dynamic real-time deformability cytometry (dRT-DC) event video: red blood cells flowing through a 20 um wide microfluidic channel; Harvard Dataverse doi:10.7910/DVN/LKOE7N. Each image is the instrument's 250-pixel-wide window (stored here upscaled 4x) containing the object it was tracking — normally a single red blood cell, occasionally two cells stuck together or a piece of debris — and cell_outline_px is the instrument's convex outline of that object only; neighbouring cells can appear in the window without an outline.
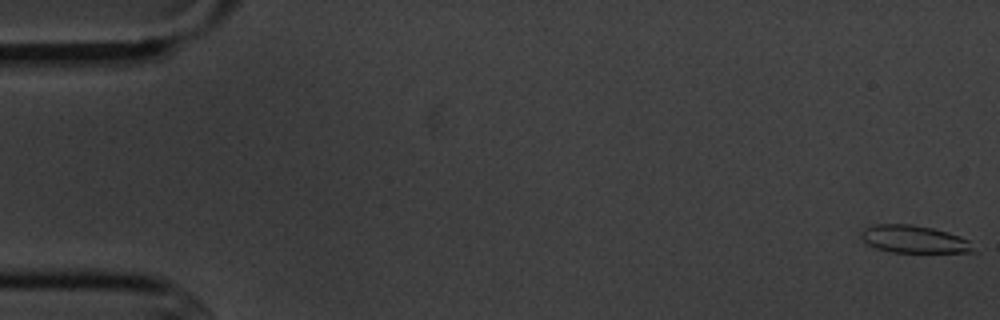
{"species": "common noctule bat (a hibernating species)", "species_latin": "Nyctalus noctula", "temperature_condition": "cold", "stored_images_in_passage": 10, "camera_frame_rate_fps": 3000, "um_per_image_px": 0.085, "animal": {"sex": "male", "body_mass_g": 20.1, "forearm_length_mm": 53.5}, "frame": {"image": 1, "passage_image": 1, "time_ms": 0.0, "image_size_px": [1000, 320], "cell_outline_px": [[976, 252], [892, 252], [876, 248], [868, 244], [860, 236], [860, 232], [864, 228], [876, 224], [912, 224], [932, 228], [948, 232], [960, 236], [968, 240]], "centroid_in_image_um": [77.67, 20.33], "position_along_channel_um": 7.3, "area_um2": 17.92}}
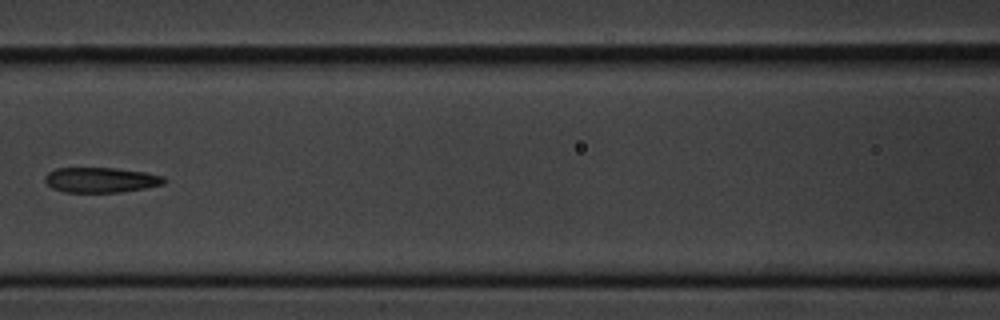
{"frame": {"image": 2, "passage_image": 7, "time_ms": 8.0, "image_size_px": [1000, 320], "cell_outline_px": [[168, 180], [164, 184], [144, 188], [120, 192], [64, 192], [52, 188], [44, 180], [44, 176], [48, 172], [56, 168], [116, 168], [144, 172], [164, 176]], "centroid_in_image_um": [8.58, 15.29], "position_along_channel_um": 158.0, "area_um2": 17.51}}
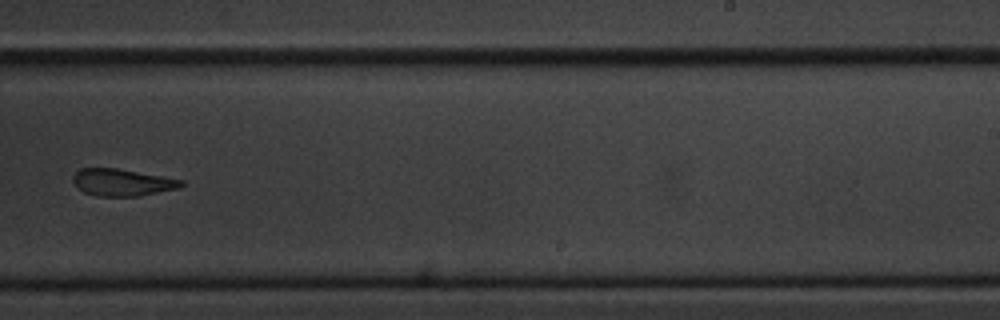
{"frame": {"image": 3, "passage_image": 10, "time_ms": 11.333, "image_size_px": [1000, 320], "cell_outline_px": [[184, 184], [176, 188], [140, 196], [96, 196], [84, 192], [72, 180], [72, 176], [80, 168], [116, 168], [164, 176], [184, 180]], "centroid_in_image_um": [10.38, 15.49], "position_along_channel_um": 278.6, "area_um2": 16.94}}